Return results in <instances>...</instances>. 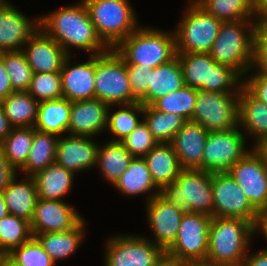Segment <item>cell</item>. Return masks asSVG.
Wrapping results in <instances>:
<instances>
[{
    "label": "cell",
    "instance_id": "5b68a950",
    "mask_svg": "<svg viewBox=\"0 0 267 266\" xmlns=\"http://www.w3.org/2000/svg\"><path fill=\"white\" fill-rule=\"evenodd\" d=\"M184 85L203 91L239 92L243 77L232 67L219 64L209 53H177Z\"/></svg>",
    "mask_w": 267,
    "mask_h": 266
},
{
    "label": "cell",
    "instance_id": "74e56055",
    "mask_svg": "<svg viewBox=\"0 0 267 266\" xmlns=\"http://www.w3.org/2000/svg\"><path fill=\"white\" fill-rule=\"evenodd\" d=\"M124 106L122 109H118L115 112L110 111L111 105H109L107 113V127L109 133L115 136L110 141H121L128 136L141 122L139 120V114L143 115L144 105L140 102H134L130 104L120 105ZM110 111V112H109Z\"/></svg>",
    "mask_w": 267,
    "mask_h": 266
},
{
    "label": "cell",
    "instance_id": "60d3db41",
    "mask_svg": "<svg viewBox=\"0 0 267 266\" xmlns=\"http://www.w3.org/2000/svg\"><path fill=\"white\" fill-rule=\"evenodd\" d=\"M3 60L13 91H27L33 71L23 51H5L3 52Z\"/></svg>",
    "mask_w": 267,
    "mask_h": 266
},
{
    "label": "cell",
    "instance_id": "c3c4849f",
    "mask_svg": "<svg viewBox=\"0 0 267 266\" xmlns=\"http://www.w3.org/2000/svg\"><path fill=\"white\" fill-rule=\"evenodd\" d=\"M16 172V169L10 164L0 148V192L6 189L11 180L17 175Z\"/></svg>",
    "mask_w": 267,
    "mask_h": 266
},
{
    "label": "cell",
    "instance_id": "8d00e7d4",
    "mask_svg": "<svg viewBox=\"0 0 267 266\" xmlns=\"http://www.w3.org/2000/svg\"><path fill=\"white\" fill-rule=\"evenodd\" d=\"M34 138V127L12 128L0 144L5 157L19 171L26 163Z\"/></svg>",
    "mask_w": 267,
    "mask_h": 266
},
{
    "label": "cell",
    "instance_id": "7c38bea8",
    "mask_svg": "<svg viewBox=\"0 0 267 266\" xmlns=\"http://www.w3.org/2000/svg\"><path fill=\"white\" fill-rule=\"evenodd\" d=\"M104 266H156L165 251L150 238L138 235H116L106 243Z\"/></svg>",
    "mask_w": 267,
    "mask_h": 266
},
{
    "label": "cell",
    "instance_id": "680465c9",
    "mask_svg": "<svg viewBox=\"0 0 267 266\" xmlns=\"http://www.w3.org/2000/svg\"><path fill=\"white\" fill-rule=\"evenodd\" d=\"M0 266H20L13 261L8 255H3L0 258Z\"/></svg>",
    "mask_w": 267,
    "mask_h": 266
},
{
    "label": "cell",
    "instance_id": "d4e9b609",
    "mask_svg": "<svg viewBox=\"0 0 267 266\" xmlns=\"http://www.w3.org/2000/svg\"><path fill=\"white\" fill-rule=\"evenodd\" d=\"M184 86L183 71L176 56L168 63L157 66L150 74V83L146 95L139 101L144 106L175 92Z\"/></svg>",
    "mask_w": 267,
    "mask_h": 266
},
{
    "label": "cell",
    "instance_id": "5bb4252c",
    "mask_svg": "<svg viewBox=\"0 0 267 266\" xmlns=\"http://www.w3.org/2000/svg\"><path fill=\"white\" fill-rule=\"evenodd\" d=\"M227 172L258 213L267 210V163L254 147Z\"/></svg>",
    "mask_w": 267,
    "mask_h": 266
},
{
    "label": "cell",
    "instance_id": "d6a6232c",
    "mask_svg": "<svg viewBox=\"0 0 267 266\" xmlns=\"http://www.w3.org/2000/svg\"><path fill=\"white\" fill-rule=\"evenodd\" d=\"M133 156L119 141H108L99 145L97 164L102 176L114 187L115 183L129 167Z\"/></svg>",
    "mask_w": 267,
    "mask_h": 266
},
{
    "label": "cell",
    "instance_id": "4316f807",
    "mask_svg": "<svg viewBox=\"0 0 267 266\" xmlns=\"http://www.w3.org/2000/svg\"><path fill=\"white\" fill-rule=\"evenodd\" d=\"M143 158L153 182L159 189L163 185L174 182L182 170L170 143H158Z\"/></svg>",
    "mask_w": 267,
    "mask_h": 266
},
{
    "label": "cell",
    "instance_id": "1f68e13d",
    "mask_svg": "<svg viewBox=\"0 0 267 266\" xmlns=\"http://www.w3.org/2000/svg\"><path fill=\"white\" fill-rule=\"evenodd\" d=\"M0 103L12 128L34 127L39 102L27 91H14Z\"/></svg>",
    "mask_w": 267,
    "mask_h": 266
},
{
    "label": "cell",
    "instance_id": "91938a15",
    "mask_svg": "<svg viewBox=\"0 0 267 266\" xmlns=\"http://www.w3.org/2000/svg\"><path fill=\"white\" fill-rule=\"evenodd\" d=\"M182 266H215L207 261L182 262Z\"/></svg>",
    "mask_w": 267,
    "mask_h": 266
},
{
    "label": "cell",
    "instance_id": "f5cc1de1",
    "mask_svg": "<svg viewBox=\"0 0 267 266\" xmlns=\"http://www.w3.org/2000/svg\"><path fill=\"white\" fill-rule=\"evenodd\" d=\"M258 21L263 24L267 20V0H256Z\"/></svg>",
    "mask_w": 267,
    "mask_h": 266
},
{
    "label": "cell",
    "instance_id": "d6986e66",
    "mask_svg": "<svg viewBox=\"0 0 267 266\" xmlns=\"http://www.w3.org/2000/svg\"><path fill=\"white\" fill-rule=\"evenodd\" d=\"M22 51L33 73L60 72L68 56L41 28L25 43Z\"/></svg>",
    "mask_w": 267,
    "mask_h": 266
},
{
    "label": "cell",
    "instance_id": "d590c367",
    "mask_svg": "<svg viewBox=\"0 0 267 266\" xmlns=\"http://www.w3.org/2000/svg\"><path fill=\"white\" fill-rule=\"evenodd\" d=\"M143 116L144 122L158 143H170L187 121L181 115L156 110L152 105L144 106Z\"/></svg>",
    "mask_w": 267,
    "mask_h": 266
},
{
    "label": "cell",
    "instance_id": "816d5d0a",
    "mask_svg": "<svg viewBox=\"0 0 267 266\" xmlns=\"http://www.w3.org/2000/svg\"><path fill=\"white\" fill-rule=\"evenodd\" d=\"M12 127L5 115L2 104L0 103V144L4 141V139L11 132Z\"/></svg>",
    "mask_w": 267,
    "mask_h": 266
},
{
    "label": "cell",
    "instance_id": "bcb514c9",
    "mask_svg": "<svg viewBox=\"0 0 267 266\" xmlns=\"http://www.w3.org/2000/svg\"><path fill=\"white\" fill-rule=\"evenodd\" d=\"M256 71L267 74V28L260 24L255 38V58Z\"/></svg>",
    "mask_w": 267,
    "mask_h": 266
},
{
    "label": "cell",
    "instance_id": "277c9868",
    "mask_svg": "<svg viewBox=\"0 0 267 266\" xmlns=\"http://www.w3.org/2000/svg\"><path fill=\"white\" fill-rule=\"evenodd\" d=\"M114 49L125 64H138L153 69L177 56L174 31L169 33L141 25Z\"/></svg>",
    "mask_w": 267,
    "mask_h": 266
},
{
    "label": "cell",
    "instance_id": "ab89813d",
    "mask_svg": "<svg viewBox=\"0 0 267 266\" xmlns=\"http://www.w3.org/2000/svg\"><path fill=\"white\" fill-rule=\"evenodd\" d=\"M197 92L198 89L184 85L181 89L155 100L151 105L156 110L181 115L187 121L192 120Z\"/></svg>",
    "mask_w": 267,
    "mask_h": 266
},
{
    "label": "cell",
    "instance_id": "2e32d148",
    "mask_svg": "<svg viewBox=\"0 0 267 266\" xmlns=\"http://www.w3.org/2000/svg\"><path fill=\"white\" fill-rule=\"evenodd\" d=\"M84 217L63 200L37 199L30 221L33 237L39 233L63 232L75 228Z\"/></svg>",
    "mask_w": 267,
    "mask_h": 266
},
{
    "label": "cell",
    "instance_id": "f1b7e54d",
    "mask_svg": "<svg viewBox=\"0 0 267 266\" xmlns=\"http://www.w3.org/2000/svg\"><path fill=\"white\" fill-rule=\"evenodd\" d=\"M74 173L57 162H53L36 172L34 178L38 198L44 200H63V196L71 190Z\"/></svg>",
    "mask_w": 267,
    "mask_h": 266
},
{
    "label": "cell",
    "instance_id": "f35d334b",
    "mask_svg": "<svg viewBox=\"0 0 267 266\" xmlns=\"http://www.w3.org/2000/svg\"><path fill=\"white\" fill-rule=\"evenodd\" d=\"M33 237L30 222L9 214L0 219V252L8 255Z\"/></svg>",
    "mask_w": 267,
    "mask_h": 266
},
{
    "label": "cell",
    "instance_id": "7dc6e473",
    "mask_svg": "<svg viewBox=\"0 0 267 266\" xmlns=\"http://www.w3.org/2000/svg\"><path fill=\"white\" fill-rule=\"evenodd\" d=\"M249 76L243 77L245 78L243 79V86L254 97L267 105V74L254 71V73Z\"/></svg>",
    "mask_w": 267,
    "mask_h": 266
},
{
    "label": "cell",
    "instance_id": "836d02e7",
    "mask_svg": "<svg viewBox=\"0 0 267 266\" xmlns=\"http://www.w3.org/2000/svg\"><path fill=\"white\" fill-rule=\"evenodd\" d=\"M59 136L38 131L34 128V138L25 165L20 169L27 176L45 169L56 162V149Z\"/></svg>",
    "mask_w": 267,
    "mask_h": 266
},
{
    "label": "cell",
    "instance_id": "f546056e",
    "mask_svg": "<svg viewBox=\"0 0 267 266\" xmlns=\"http://www.w3.org/2000/svg\"><path fill=\"white\" fill-rule=\"evenodd\" d=\"M84 230L85 219L69 231L39 233L34 237L56 263L59 259L70 257L78 249L84 238Z\"/></svg>",
    "mask_w": 267,
    "mask_h": 266
},
{
    "label": "cell",
    "instance_id": "e0dca14e",
    "mask_svg": "<svg viewBox=\"0 0 267 266\" xmlns=\"http://www.w3.org/2000/svg\"><path fill=\"white\" fill-rule=\"evenodd\" d=\"M147 220L157 246L166 251L176 240L185 211L166 202L159 195L146 202Z\"/></svg>",
    "mask_w": 267,
    "mask_h": 266
},
{
    "label": "cell",
    "instance_id": "ffe728a7",
    "mask_svg": "<svg viewBox=\"0 0 267 266\" xmlns=\"http://www.w3.org/2000/svg\"><path fill=\"white\" fill-rule=\"evenodd\" d=\"M68 55L60 71L63 98L70 102L95 99V55L71 67Z\"/></svg>",
    "mask_w": 267,
    "mask_h": 266
},
{
    "label": "cell",
    "instance_id": "30bf717a",
    "mask_svg": "<svg viewBox=\"0 0 267 266\" xmlns=\"http://www.w3.org/2000/svg\"><path fill=\"white\" fill-rule=\"evenodd\" d=\"M211 216L185 212L174 243L165 255L180 262L206 261Z\"/></svg>",
    "mask_w": 267,
    "mask_h": 266
},
{
    "label": "cell",
    "instance_id": "4fadbf2b",
    "mask_svg": "<svg viewBox=\"0 0 267 266\" xmlns=\"http://www.w3.org/2000/svg\"><path fill=\"white\" fill-rule=\"evenodd\" d=\"M237 126L226 131H212L207 135L202 158V170L216 173L227 172L250 150L245 147L247 139Z\"/></svg>",
    "mask_w": 267,
    "mask_h": 266
},
{
    "label": "cell",
    "instance_id": "9f6ffc18",
    "mask_svg": "<svg viewBox=\"0 0 267 266\" xmlns=\"http://www.w3.org/2000/svg\"><path fill=\"white\" fill-rule=\"evenodd\" d=\"M264 158L267 163V137L254 147Z\"/></svg>",
    "mask_w": 267,
    "mask_h": 266
},
{
    "label": "cell",
    "instance_id": "b9f144b4",
    "mask_svg": "<svg viewBox=\"0 0 267 266\" xmlns=\"http://www.w3.org/2000/svg\"><path fill=\"white\" fill-rule=\"evenodd\" d=\"M27 92L39 103L63 98L60 72L33 73Z\"/></svg>",
    "mask_w": 267,
    "mask_h": 266
},
{
    "label": "cell",
    "instance_id": "8992f818",
    "mask_svg": "<svg viewBox=\"0 0 267 266\" xmlns=\"http://www.w3.org/2000/svg\"><path fill=\"white\" fill-rule=\"evenodd\" d=\"M159 196L175 207L213 217L212 173L182 169L174 182L163 185Z\"/></svg>",
    "mask_w": 267,
    "mask_h": 266
},
{
    "label": "cell",
    "instance_id": "11a10c76",
    "mask_svg": "<svg viewBox=\"0 0 267 266\" xmlns=\"http://www.w3.org/2000/svg\"><path fill=\"white\" fill-rule=\"evenodd\" d=\"M156 266H182V262L164 255L163 258L156 264Z\"/></svg>",
    "mask_w": 267,
    "mask_h": 266
},
{
    "label": "cell",
    "instance_id": "e575fe53",
    "mask_svg": "<svg viewBox=\"0 0 267 266\" xmlns=\"http://www.w3.org/2000/svg\"><path fill=\"white\" fill-rule=\"evenodd\" d=\"M196 2L222 22L258 20L256 0H197Z\"/></svg>",
    "mask_w": 267,
    "mask_h": 266
},
{
    "label": "cell",
    "instance_id": "6da1fadb",
    "mask_svg": "<svg viewBox=\"0 0 267 266\" xmlns=\"http://www.w3.org/2000/svg\"><path fill=\"white\" fill-rule=\"evenodd\" d=\"M40 28L68 55H71V47L87 51L89 55L103 54L110 49L98 36L83 0L40 17Z\"/></svg>",
    "mask_w": 267,
    "mask_h": 266
},
{
    "label": "cell",
    "instance_id": "681fc988",
    "mask_svg": "<svg viewBox=\"0 0 267 266\" xmlns=\"http://www.w3.org/2000/svg\"><path fill=\"white\" fill-rule=\"evenodd\" d=\"M12 92L14 91L10 84V78L8 77V73L4 65L3 52H0V101L6 98Z\"/></svg>",
    "mask_w": 267,
    "mask_h": 266
},
{
    "label": "cell",
    "instance_id": "52a82bcc",
    "mask_svg": "<svg viewBox=\"0 0 267 266\" xmlns=\"http://www.w3.org/2000/svg\"><path fill=\"white\" fill-rule=\"evenodd\" d=\"M98 36L111 49L135 31L139 24L128 0H83Z\"/></svg>",
    "mask_w": 267,
    "mask_h": 266
},
{
    "label": "cell",
    "instance_id": "484cf974",
    "mask_svg": "<svg viewBox=\"0 0 267 266\" xmlns=\"http://www.w3.org/2000/svg\"><path fill=\"white\" fill-rule=\"evenodd\" d=\"M15 176L3 191L9 213L31 221L38 199L36 184L32 176H26L17 182Z\"/></svg>",
    "mask_w": 267,
    "mask_h": 266
},
{
    "label": "cell",
    "instance_id": "3957f363",
    "mask_svg": "<svg viewBox=\"0 0 267 266\" xmlns=\"http://www.w3.org/2000/svg\"><path fill=\"white\" fill-rule=\"evenodd\" d=\"M255 226L242 218L212 217L206 261L215 266H242Z\"/></svg>",
    "mask_w": 267,
    "mask_h": 266
},
{
    "label": "cell",
    "instance_id": "6f0895ef",
    "mask_svg": "<svg viewBox=\"0 0 267 266\" xmlns=\"http://www.w3.org/2000/svg\"><path fill=\"white\" fill-rule=\"evenodd\" d=\"M8 207L5 203L3 192H0V219L9 215Z\"/></svg>",
    "mask_w": 267,
    "mask_h": 266
},
{
    "label": "cell",
    "instance_id": "8fae6325",
    "mask_svg": "<svg viewBox=\"0 0 267 266\" xmlns=\"http://www.w3.org/2000/svg\"><path fill=\"white\" fill-rule=\"evenodd\" d=\"M239 92H209L198 89L192 121L208 132L226 131L238 126Z\"/></svg>",
    "mask_w": 267,
    "mask_h": 266
},
{
    "label": "cell",
    "instance_id": "db71d44e",
    "mask_svg": "<svg viewBox=\"0 0 267 266\" xmlns=\"http://www.w3.org/2000/svg\"><path fill=\"white\" fill-rule=\"evenodd\" d=\"M258 230L262 231L267 240V210L259 213L258 220L255 225V233H257ZM264 250L267 251V248H265Z\"/></svg>",
    "mask_w": 267,
    "mask_h": 266
},
{
    "label": "cell",
    "instance_id": "94428289",
    "mask_svg": "<svg viewBox=\"0 0 267 266\" xmlns=\"http://www.w3.org/2000/svg\"><path fill=\"white\" fill-rule=\"evenodd\" d=\"M7 3H8V1H6V0H0V8L5 6Z\"/></svg>",
    "mask_w": 267,
    "mask_h": 266
},
{
    "label": "cell",
    "instance_id": "7a4b0ae2",
    "mask_svg": "<svg viewBox=\"0 0 267 266\" xmlns=\"http://www.w3.org/2000/svg\"><path fill=\"white\" fill-rule=\"evenodd\" d=\"M260 24L255 19L223 22L209 55L215 62L232 67L241 76H246L255 69V38Z\"/></svg>",
    "mask_w": 267,
    "mask_h": 266
},
{
    "label": "cell",
    "instance_id": "6125c7cd",
    "mask_svg": "<svg viewBox=\"0 0 267 266\" xmlns=\"http://www.w3.org/2000/svg\"><path fill=\"white\" fill-rule=\"evenodd\" d=\"M263 25L267 28V20L263 23Z\"/></svg>",
    "mask_w": 267,
    "mask_h": 266
},
{
    "label": "cell",
    "instance_id": "9c48e42d",
    "mask_svg": "<svg viewBox=\"0 0 267 266\" xmlns=\"http://www.w3.org/2000/svg\"><path fill=\"white\" fill-rule=\"evenodd\" d=\"M185 11L174 32L177 53H209L223 22L196 1Z\"/></svg>",
    "mask_w": 267,
    "mask_h": 266
},
{
    "label": "cell",
    "instance_id": "9a60e30c",
    "mask_svg": "<svg viewBox=\"0 0 267 266\" xmlns=\"http://www.w3.org/2000/svg\"><path fill=\"white\" fill-rule=\"evenodd\" d=\"M213 216L242 218L254 226L259 213L228 172L212 173Z\"/></svg>",
    "mask_w": 267,
    "mask_h": 266
},
{
    "label": "cell",
    "instance_id": "44dd1931",
    "mask_svg": "<svg viewBox=\"0 0 267 266\" xmlns=\"http://www.w3.org/2000/svg\"><path fill=\"white\" fill-rule=\"evenodd\" d=\"M99 145L87 136H59L56 149V162L73 172L92 169L97 164Z\"/></svg>",
    "mask_w": 267,
    "mask_h": 266
},
{
    "label": "cell",
    "instance_id": "ee69618b",
    "mask_svg": "<svg viewBox=\"0 0 267 266\" xmlns=\"http://www.w3.org/2000/svg\"><path fill=\"white\" fill-rule=\"evenodd\" d=\"M120 142L133 157L141 158L158 144L144 120Z\"/></svg>",
    "mask_w": 267,
    "mask_h": 266
},
{
    "label": "cell",
    "instance_id": "f907efd6",
    "mask_svg": "<svg viewBox=\"0 0 267 266\" xmlns=\"http://www.w3.org/2000/svg\"><path fill=\"white\" fill-rule=\"evenodd\" d=\"M242 266H267V251L259 250L254 254H247Z\"/></svg>",
    "mask_w": 267,
    "mask_h": 266
},
{
    "label": "cell",
    "instance_id": "83f0119b",
    "mask_svg": "<svg viewBox=\"0 0 267 266\" xmlns=\"http://www.w3.org/2000/svg\"><path fill=\"white\" fill-rule=\"evenodd\" d=\"M114 186L126 196L146 195L148 193L147 202L159 195V188L151 178L145 159L141 157H133L129 167Z\"/></svg>",
    "mask_w": 267,
    "mask_h": 266
},
{
    "label": "cell",
    "instance_id": "7402d4cb",
    "mask_svg": "<svg viewBox=\"0 0 267 266\" xmlns=\"http://www.w3.org/2000/svg\"><path fill=\"white\" fill-rule=\"evenodd\" d=\"M109 105L99 99L71 102L68 134L95 137L107 127Z\"/></svg>",
    "mask_w": 267,
    "mask_h": 266
},
{
    "label": "cell",
    "instance_id": "7bdbcfd3",
    "mask_svg": "<svg viewBox=\"0 0 267 266\" xmlns=\"http://www.w3.org/2000/svg\"><path fill=\"white\" fill-rule=\"evenodd\" d=\"M8 256L20 266H54L56 263L35 237L14 248Z\"/></svg>",
    "mask_w": 267,
    "mask_h": 266
},
{
    "label": "cell",
    "instance_id": "603a6c76",
    "mask_svg": "<svg viewBox=\"0 0 267 266\" xmlns=\"http://www.w3.org/2000/svg\"><path fill=\"white\" fill-rule=\"evenodd\" d=\"M208 131L197 122L186 121L170 144L182 169L202 170V158Z\"/></svg>",
    "mask_w": 267,
    "mask_h": 266
},
{
    "label": "cell",
    "instance_id": "ba28073f",
    "mask_svg": "<svg viewBox=\"0 0 267 266\" xmlns=\"http://www.w3.org/2000/svg\"><path fill=\"white\" fill-rule=\"evenodd\" d=\"M95 98L112 107L139 102L133 96L125 61L115 49L95 55Z\"/></svg>",
    "mask_w": 267,
    "mask_h": 266
},
{
    "label": "cell",
    "instance_id": "4dcf8cb0",
    "mask_svg": "<svg viewBox=\"0 0 267 266\" xmlns=\"http://www.w3.org/2000/svg\"><path fill=\"white\" fill-rule=\"evenodd\" d=\"M70 112L71 102L65 98L40 102L34 128L62 136L68 133Z\"/></svg>",
    "mask_w": 267,
    "mask_h": 266
},
{
    "label": "cell",
    "instance_id": "f6af8a7d",
    "mask_svg": "<svg viewBox=\"0 0 267 266\" xmlns=\"http://www.w3.org/2000/svg\"><path fill=\"white\" fill-rule=\"evenodd\" d=\"M133 96L140 101L147 92L153 68L138 64H126Z\"/></svg>",
    "mask_w": 267,
    "mask_h": 266
},
{
    "label": "cell",
    "instance_id": "ac0fdd59",
    "mask_svg": "<svg viewBox=\"0 0 267 266\" xmlns=\"http://www.w3.org/2000/svg\"><path fill=\"white\" fill-rule=\"evenodd\" d=\"M40 28V17L32 22L11 3L0 8V52L19 51Z\"/></svg>",
    "mask_w": 267,
    "mask_h": 266
},
{
    "label": "cell",
    "instance_id": "cb8c5ba5",
    "mask_svg": "<svg viewBox=\"0 0 267 266\" xmlns=\"http://www.w3.org/2000/svg\"><path fill=\"white\" fill-rule=\"evenodd\" d=\"M238 126L245 135L254 137V147L267 137V105L254 97L244 86L238 95Z\"/></svg>",
    "mask_w": 267,
    "mask_h": 266
}]
</instances>
